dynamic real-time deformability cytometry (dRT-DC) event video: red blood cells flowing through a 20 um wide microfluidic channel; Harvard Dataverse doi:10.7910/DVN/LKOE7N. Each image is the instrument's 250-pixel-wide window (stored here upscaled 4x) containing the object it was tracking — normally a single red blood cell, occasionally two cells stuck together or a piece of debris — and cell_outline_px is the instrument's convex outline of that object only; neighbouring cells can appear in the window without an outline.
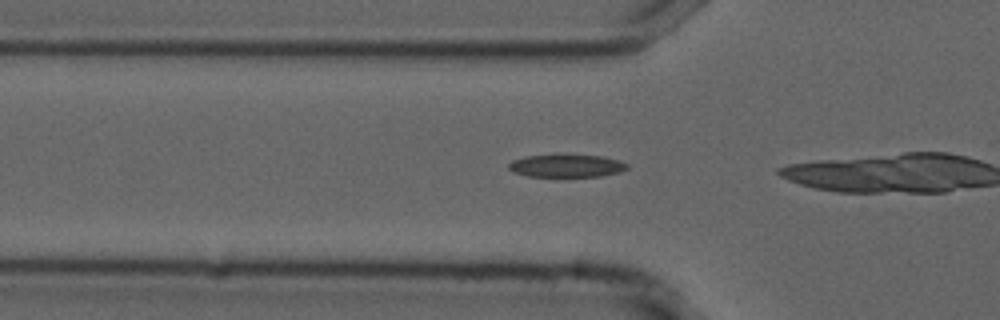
{"species": "common noctule bat (a hibernating species)", "species_latin": "Nyctalus noctula", "temperature_condition": "cold", "stored_images_in_passage": 16, "camera_frame_rate_fps": 3000, "um_per_image_px": 0.085, "animal": {"sex": "male", "forearm_length_mm": 52.5}, "frame": {"image": 1, "passage_image": 7, "time_ms": 2.0, "image_size_px": [1000, 320], "cell_outline_px": [[628, 168], [620, 172], [600, 176], [528, 176], [516, 172], [508, 168], [508, 164], [512, 160], [524, 156], [552, 152], [564, 152], [604, 156], [620, 160], [628, 164]], "centroid_in_image_um": [48.16, 14.02], "position_along_channel_um": 77.6, "area_um2": 16.59}}
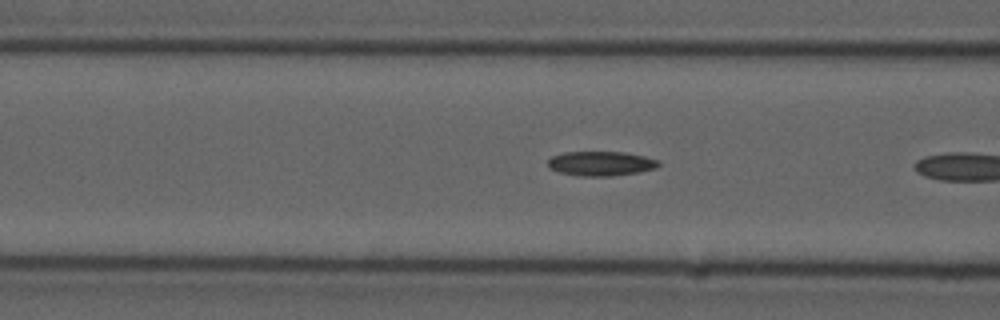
{"frame": {"image": 2, "passage_image": 10, "time_ms": 3.0, "image_size_px": [1000, 320], "cell_outline_px": [[660, 164], [656, 168], [640, 172], [608, 176], [580, 176], [560, 172], [548, 168], [548, 160], [552, 156], [564, 152], [624, 152], [644, 156], [660, 160]], "centroid_in_image_um": [51.09, 13.9], "position_along_channel_um": 115.5, "area_um2": 15.84}}